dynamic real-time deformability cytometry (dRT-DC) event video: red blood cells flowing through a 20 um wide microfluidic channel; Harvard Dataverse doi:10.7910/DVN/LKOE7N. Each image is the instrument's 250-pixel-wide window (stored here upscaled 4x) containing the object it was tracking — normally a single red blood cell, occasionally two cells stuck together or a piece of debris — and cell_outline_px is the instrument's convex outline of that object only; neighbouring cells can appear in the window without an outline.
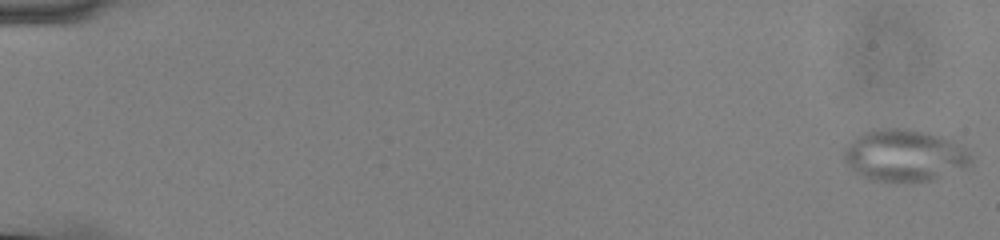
{"species": "common noctule bat (a hibernating species)", "species_latin": "Nyctalus noctula", "temperature_condition": "cold", "stored_images_in_passage": 56, "camera_frame_rate_fps": 3000, "um_per_image_px": 0.085, "animal": {"sex": "male", "body_mass_g": 13.0, "forearm_length_mm": 53.1}, "frame": {"image": 1, "passage_image": 1, "time_ms": 0.0, "image_size_px": [1000, 240], "cell_outline_px": [[972, 164], [964, 168], [932, 180], [912, 184], [872, 180], [856, 172], [844, 160], [844, 148], [856, 136], [872, 128], [904, 128], [924, 132], [940, 136], [952, 140], [964, 148], [972, 156]], "centroid_in_image_um": [76.88, 13.23], "position_along_channel_um": 8.1, "area_um2": 38.78}}
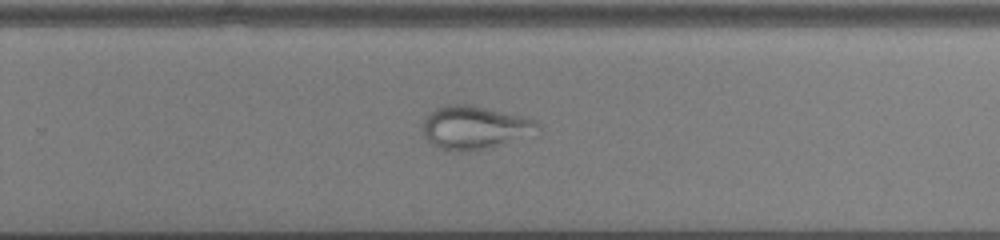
{"frame": {"image": 2, "passage_image": 38, "time_ms": 12.333, "image_size_px": [1000, 240], "cell_outline_px": [[540, 124], [536, 136], [488, 148], [460, 152], [436, 148], [424, 136], [424, 116], [436, 108], [444, 104], [472, 104], [524, 116]], "centroid_in_image_um": [40.39, 10.84], "position_along_channel_um": 289.4, "area_um2": 29.59}}
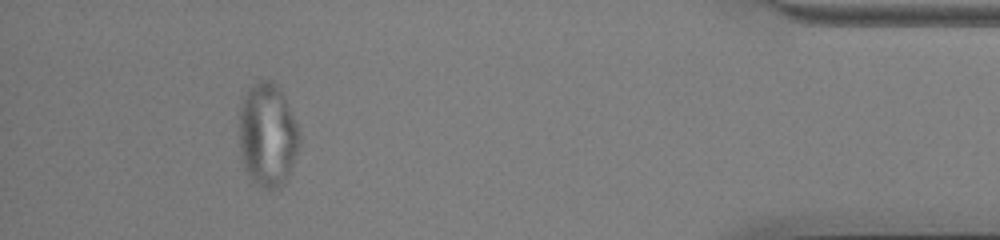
{"frame": {"image": 3, "passage_image": 52, "time_ms": 17.0, "image_size_px": [1000, 240], "cell_outline_px": [[300, 144], [288, 176], [284, 184], [280, 188], [264, 188], [252, 180], [248, 176], [244, 168], [240, 156], [240, 104], [252, 84], [260, 80], [272, 80], [280, 88], [296, 120], [300, 132]], "centroid_in_image_um": [22.76, 11.47], "position_along_channel_um": 412.4, "area_um2": 36.59}}